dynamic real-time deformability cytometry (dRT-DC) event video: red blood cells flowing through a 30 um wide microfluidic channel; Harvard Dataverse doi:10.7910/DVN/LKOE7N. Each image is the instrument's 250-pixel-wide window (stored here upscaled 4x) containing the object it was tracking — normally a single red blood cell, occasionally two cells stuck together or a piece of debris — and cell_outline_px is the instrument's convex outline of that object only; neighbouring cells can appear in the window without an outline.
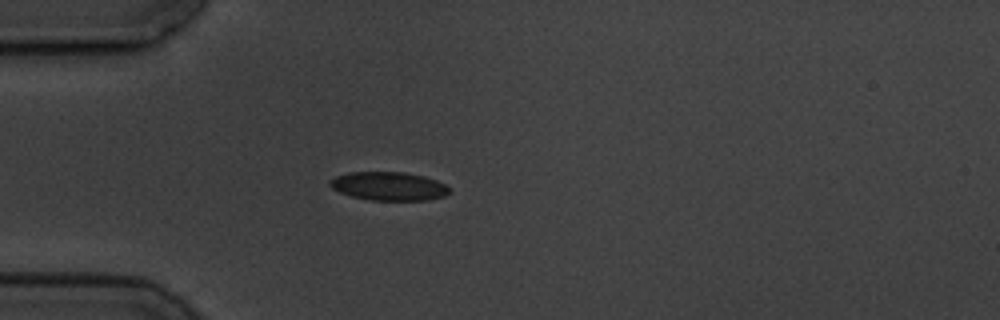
{"species": "common noctule bat (a hibernating species)", "species_latin": "Nyctalus noctula", "temperature_condition": "cold", "stored_images_in_passage": 4, "camera_frame_rate_fps": 3000, "um_per_image_px": 0.085, "animal": {"sex": "male", "body_mass_g": 19.5, "forearm_length_mm": 54.6}, "frame": {"image": 1, "passage_image": 4, "time_ms": 4.333, "image_size_px": [1000, 320], "cell_outline_px": [[452, 192], [444, 196], [428, 200], [368, 200], [352, 196], [340, 192], [332, 188], [328, 184], [328, 180], [336, 176], [348, 172], [404, 172], [424, 176], [436, 180], [444, 184]], "centroid_in_image_um": [33.03, 15.82], "position_along_channel_um": 52.0, "area_um2": 19.94}}